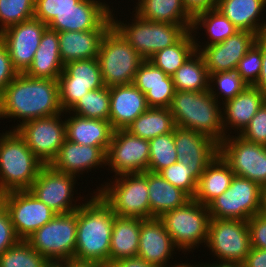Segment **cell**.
<instances>
[{"label": "cell", "instance_id": "6da1fadb", "mask_svg": "<svg viewBox=\"0 0 266 267\" xmlns=\"http://www.w3.org/2000/svg\"><path fill=\"white\" fill-rule=\"evenodd\" d=\"M63 112L58 80L31 78L25 73H18L0 94V120L11 122L14 119V124L17 120L16 125L8 127L9 130H15L31 119Z\"/></svg>", "mask_w": 266, "mask_h": 267}, {"label": "cell", "instance_id": "7a4b0ae2", "mask_svg": "<svg viewBox=\"0 0 266 267\" xmlns=\"http://www.w3.org/2000/svg\"><path fill=\"white\" fill-rule=\"evenodd\" d=\"M116 217L110 205L96 191L77 209L76 262L100 263L109 267L111 233Z\"/></svg>", "mask_w": 266, "mask_h": 267}, {"label": "cell", "instance_id": "3957f363", "mask_svg": "<svg viewBox=\"0 0 266 267\" xmlns=\"http://www.w3.org/2000/svg\"><path fill=\"white\" fill-rule=\"evenodd\" d=\"M169 110L178 127L201 132L218 144L226 138L222 104L209 91H175Z\"/></svg>", "mask_w": 266, "mask_h": 267}, {"label": "cell", "instance_id": "277c9868", "mask_svg": "<svg viewBox=\"0 0 266 267\" xmlns=\"http://www.w3.org/2000/svg\"><path fill=\"white\" fill-rule=\"evenodd\" d=\"M0 133V196L29 190L44 164L16 130Z\"/></svg>", "mask_w": 266, "mask_h": 267}, {"label": "cell", "instance_id": "5b68a950", "mask_svg": "<svg viewBox=\"0 0 266 267\" xmlns=\"http://www.w3.org/2000/svg\"><path fill=\"white\" fill-rule=\"evenodd\" d=\"M114 10L117 9L112 7V25L144 60H149L157 51L176 44L191 30L192 26V24H170L149 21L142 19L134 11H131L133 13L130 15L131 21L125 20V17L123 20H121L122 18L118 20L117 13Z\"/></svg>", "mask_w": 266, "mask_h": 267}, {"label": "cell", "instance_id": "8992f818", "mask_svg": "<svg viewBox=\"0 0 266 267\" xmlns=\"http://www.w3.org/2000/svg\"><path fill=\"white\" fill-rule=\"evenodd\" d=\"M106 179L93 192L96 190L99 193L116 216L150 219L148 171L126 173Z\"/></svg>", "mask_w": 266, "mask_h": 267}, {"label": "cell", "instance_id": "52a82bcc", "mask_svg": "<svg viewBox=\"0 0 266 267\" xmlns=\"http://www.w3.org/2000/svg\"><path fill=\"white\" fill-rule=\"evenodd\" d=\"M97 60L103 84L107 87L133 83L144 61L113 25L101 40Z\"/></svg>", "mask_w": 266, "mask_h": 267}, {"label": "cell", "instance_id": "ba28073f", "mask_svg": "<svg viewBox=\"0 0 266 267\" xmlns=\"http://www.w3.org/2000/svg\"><path fill=\"white\" fill-rule=\"evenodd\" d=\"M159 219L184 256L191 253L194 257L195 249L206 245L211 220L208 206L192 198L182 207L164 213Z\"/></svg>", "mask_w": 266, "mask_h": 267}, {"label": "cell", "instance_id": "9c48e42d", "mask_svg": "<svg viewBox=\"0 0 266 267\" xmlns=\"http://www.w3.org/2000/svg\"><path fill=\"white\" fill-rule=\"evenodd\" d=\"M78 177L61 173L50 165H44L37 178L33 181L29 191L40 201L45 203L56 214H64L77 210L92 194H78ZM79 196H77V195ZM76 195V196H75ZM84 199V200H83Z\"/></svg>", "mask_w": 266, "mask_h": 267}, {"label": "cell", "instance_id": "30bf717a", "mask_svg": "<svg viewBox=\"0 0 266 267\" xmlns=\"http://www.w3.org/2000/svg\"><path fill=\"white\" fill-rule=\"evenodd\" d=\"M205 248L215 262L242 265L251 249L247 221L211 218Z\"/></svg>", "mask_w": 266, "mask_h": 267}, {"label": "cell", "instance_id": "8fae6325", "mask_svg": "<svg viewBox=\"0 0 266 267\" xmlns=\"http://www.w3.org/2000/svg\"><path fill=\"white\" fill-rule=\"evenodd\" d=\"M77 234V210L56 214L26 241L48 260H74Z\"/></svg>", "mask_w": 266, "mask_h": 267}, {"label": "cell", "instance_id": "7c38bea8", "mask_svg": "<svg viewBox=\"0 0 266 267\" xmlns=\"http://www.w3.org/2000/svg\"><path fill=\"white\" fill-rule=\"evenodd\" d=\"M263 190L257 183L235 175L229 188L208 205L210 217L248 221L261 213Z\"/></svg>", "mask_w": 266, "mask_h": 267}, {"label": "cell", "instance_id": "4fadbf2b", "mask_svg": "<svg viewBox=\"0 0 266 267\" xmlns=\"http://www.w3.org/2000/svg\"><path fill=\"white\" fill-rule=\"evenodd\" d=\"M29 149L44 164L50 165L66 139L65 112L31 119L15 129Z\"/></svg>", "mask_w": 266, "mask_h": 267}, {"label": "cell", "instance_id": "5bb4252c", "mask_svg": "<svg viewBox=\"0 0 266 267\" xmlns=\"http://www.w3.org/2000/svg\"><path fill=\"white\" fill-rule=\"evenodd\" d=\"M219 154L235 175L247 178L266 189V146L251 143L239 135L226 137Z\"/></svg>", "mask_w": 266, "mask_h": 267}, {"label": "cell", "instance_id": "9a60e30c", "mask_svg": "<svg viewBox=\"0 0 266 267\" xmlns=\"http://www.w3.org/2000/svg\"><path fill=\"white\" fill-rule=\"evenodd\" d=\"M149 140L133 136L125 129L114 130L106 150V170L113 176L148 170ZM108 166V168H107Z\"/></svg>", "mask_w": 266, "mask_h": 267}, {"label": "cell", "instance_id": "2e32d148", "mask_svg": "<svg viewBox=\"0 0 266 267\" xmlns=\"http://www.w3.org/2000/svg\"><path fill=\"white\" fill-rule=\"evenodd\" d=\"M0 202L9 212L15 232L20 240H26L56 215L29 190L2 194Z\"/></svg>", "mask_w": 266, "mask_h": 267}, {"label": "cell", "instance_id": "e0dca14e", "mask_svg": "<svg viewBox=\"0 0 266 267\" xmlns=\"http://www.w3.org/2000/svg\"><path fill=\"white\" fill-rule=\"evenodd\" d=\"M58 83L60 104L63 111L66 112L89 91L104 87L97 58L65 64Z\"/></svg>", "mask_w": 266, "mask_h": 267}, {"label": "cell", "instance_id": "ac0fdd59", "mask_svg": "<svg viewBox=\"0 0 266 267\" xmlns=\"http://www.w3.org/2000/svg\"><path fill=\"white\" fill-rule=\"evenodd\" d=\"M46 28V24L32 18L0 32V40L7 48L12 66L18 73H25L31 66Z\"/></svg>", "mask_w": 266, "mask_h": 267}, {"label": "cell", "instance_id": "d6986e66", "mask_svg": "<svg viewBox=\"0 0 266 267\" xmlns=\"http://www.w3.org/2000/svg\"><path fill=\"white\" fill-rule=\"evenodd\" d=\"M178 252L180 250L173 243L164 223L159 218L140 219L137 257L156 267H172L181 262L175 257Z\"/></svg>", "mask_w": 266, "mask_h": 267}, {"label": "cell", "instance_id": "ffe728a7", "mask_svg": "<svg viewBox=\"0 0 266 267\" xmlns=\"http://www.w3.org/2000/svg\"><path fill=\"white\" fill-rule=\"evenodd\" d=\"M174 141L177 159L199 178L219 153V144L209 136L176 126Z\"/></svg>", "mask_w": 266, "mask_h": 267}, {"label": "cell", "instance_id": "44dd1931", "mask_svg": "<svg viewBox=\"0 0 266 267\" xmlns=\"http://www.w3.org/2000/svg\"><path fill=\"white\" fill-rule=\"evenodd\" d=\"M258 36L250 31L239 30L222 43L203 47L202 55L208 73L236 70L248 50L256 43Z\"/></svg>", "mask_w": 266, "mask_h": 267}, {"label": "cell", "instance_id": "7402d4cb", "mask_svg": "<svg viewBox=\"0 0 266 267\" xmlns=\"http://www.w3.org/2000/svg\"><path fill=\"white\" fill-rule=\"evenodd\" d=\"M110 3L106 0H81L72 10L56 15L47 27L57 32L98 29L111 16L113 6Z\"/></svg>", "mask_w": 266, "mask_h": 267}, {"label": "cell", "instance_id": "603a6c76", "mask_svg": "<svg viewBox=\"0 0 266 267\" xmlns=\"http://www.w3.org/2000/svg\"><path fill=\"white\" fill-rule=\"evenodd\" d=\"M106 151L102 147L80 145L67 139L61 145L57 157L50 166L61 173H67L80 176L86 172L106 168Z\"/></svg>", "mask_w": 266, "mask_h": 267}, {"label": "cell", "instance_id": "cb8c5ba5", "mask_svg": "<svg viewBox=\"0 0 266 267\" xmlns=\"http://www.w3.org/2000/svg\"><path fill=\"white\" fill-rule=\"evenodd\" d=\"M265 101L266 95L256 86L249 85L236 97L224 102L222 122L225 137L240 135Z\"/></svg>", "mask_w": 266, "mask_h": 267}, {"label": "cell", "instance_id": "d4e9b609", "mask_svg": "<svg viewBox=\"0 0 266 267\" xmlns=\"http://www.w3.org/2000/svg\"><path fill=\"white\" fill-rule=\"evenodd\" d=\"M111 26L112 16L95 30L58 32L59 52L63 64L97 58L101 40Z\"/></svg>", "mask_w": 266, "mask_h": 267}, {"label": "cell", "instance_id": "484cf974", "mask_svg": "<svg viewBox=\"0 0 266 267\" xmlns=\"http://www.w3.org/2000/svg\"><path fill=\"white\" fill-rule=\"evenodd\" d=\"M109 121L114 130L126 129L149 107L143 94L133 83L109 87Z\"/></svg>", "mask_w": 266, "mask_h": 267}, {"label": "cell", "instance_id": "4316f807", "mask_svg": "<svg viewBox=\"0 0 266 267\" xmlns=\"http://www.w3.org/2000/svg\"><path fill=\"white\" fill-rule=\"evenodd\" d=\"M133 84L145 94L148 107L169 108L175 93L172 77L149 60L139 66Z\"/></svg>", "mask_w": 266, "mask_h": 267}, {"label": "cell", "instance_id": "83f0119b", "mask_svg": "<svg viewBox=\"0 0 266 267\" xmlns=\"http://www.w3.org/2000/svg\"><path fill=\"white\" fill-rule=\"evenodd\" d=\"M216 8L239 30L266 35V0H218Z\"/></svg>", "mask_w": 266, "mask_h": 267}, {"label": "cell", "instance_id": "f1b7e54d", "mask_svg": "<svg viewBox=\"0 0 266 267\" xmlns=\"http://www.w3.org/2000/svg\"><path fill=\"white\" fill-rule=\"evenodd\" d=\"M65 132L66 139L71 142L102 147L106 151L114 129L109 120L89 119L66 111Z\"/></svg>", "mask_w": 266, "mask_h": 267}, {"label": "cell", "instance_id": "f546056e", "mask_svg": "<svg viewBox=\"0 0 266 267\" xmlns=\"http://www.w3.org/2000/svg\"><path fill=\"white\" fill-rule=\"evenodd\" d=\"M200 29H202V34L207 36V40L204 35L203 40L198 36L201 34ZM190 31L194 38L196 51L199 52L203 47L222 43L239 29L217 8H213L196 14L193 17Z\"/></svg>", "mask_w": 266, "mask_h": 267}, {"label": "cell", "instance_id": "4dcf8cb0", "mask_svg": "<svg viewBox=\"0 0 266 267\" xmlns=\"http://www.w3.org/2000/svg\"><path fill=\"white\" fill-rule=\"evenodd\" d=\"M59 47L58 32L47 27L42 33L33 62L25 74L31 78L58 80L64 68Z\"/></svg>", "mask_w": 266, "mask_h": 267}, {"label": "cell", "instance_id": "1f68e13d", "mask_svg": "<svg viewBox=\"0 0 266 267\" xmlns=\"http://www.w3.org/2000/svg\"><path fill=\"white\" fill-rule=\"evenodd\" d=\"M234 176L229 164L218 153L199 177L193 199L208 206L229 188Z\"/></svg>", "mask_w": 266, "mask_h": 267}, {"label": "cell", "instance_id": "d6a6232c", "mask_svg": "<svg viewBox=\"0 0 266 267\" xmlns=\"http://www.w3.org/2000/svg\"><path fill=\"white\" fill-rule=\"evenodd\" d=\"M150 219L182 207L192 198L180 188L165 180L159 173L148 171Z\"/></svg>", "mask_w": 266, "mask_h": 267}, {"label": "cell", "instance_id": "836d02e7", "mask_svg": "<svg viewBox=\"0 0 266 267\" xmlns=\"http://www.w3.org/2000/svg\"><path fill=\"white\" fill-rule=\"evenodd\" d=\"M140 238V218L119 217L114 219L109 266L121 259L137 257Z\"/></svg>", "mask_w": 266, "mask_h": 267}, {"label": "cell", "instance_id": "e575fe53", "mask_svg": "<svg viewBox=\"0 0 266 267\" xmlns=\"http://www.w3.org/2000/svg\"><path fill=\"white\" fill-rule=\"evenodd\" d=\"M130 10L153 22L192 24L193 21L182 0H135V6Z\"/></svg>", "mask_w": 266, "mask_h": 267}, {"label": "cell", "instance_id": "d590c367", "mask_svg": "<svg viewBox=\"0 0 266 267\" xmlns=\"http://www.w3.org/2000/svg\"><path fill=\"white\" fill-rule=\"evenodd\" d=\"M176 125L169 108L149 107L126 127L133 136L150 140L157 136L173 132Z\"/></svg>", "mask_w": 266, "mask_h": 267}, {"label": "cell", "instance_id": "8d00e7d4", "mask_svg": "<svg viewBox=\"0 0 266 267\" xmlns=\"http://www.w3.org/2000/svg\"><path fill=\"white\" fill-rule=\"evenodd\" d=\"M175 91H199L209 89V73L202 55H193L172 75Z\"/></svg>", "mask_w": 266, "mask_h": 267}, {"label": "cell", "instance_id": "74e56055", "mask_svg": "<svg viewBox=\"0 0 266 267\" xmlns=\"http://www.w3.org/2000/svg\"><path fill=\"white\" fill-rule=\"evenodd\" d=\"M195 51L193 35L188 31L176 44L157 51L149 61L172 77Z\"/></svg>", "mask_w": 266, "mask_h": 267}, {"label": "cell", "instance_id": "f35d334b", "mask_svg": "<svg viewBox=\"0 0 266 267\" xmlns=\"http://www.w3.org/2000/svg\"><path fill=\"white\" fill-rule=\"evenodd\" d=\"M89 119L109 120L110 91L104 86L89 91L68 111Z\"/></svg>", "mask_w": 266, "mask_h": 267}, {"label": "cell", "instance_id": "ab89813d", "mask_svg": "<svg viewBox=\"0 0 266 267\" xmlns=\"http://www.w3.org/2000/svg\"><path fill=\"white\" fill-rule=\"evenodd\" d=\"M247 86L236 70L209 74L208 91L220 104L233 99Z\"/></svg>", "mask_w": 266, "mask_h": 267}, {"label": "cell", "instance_id": "60d3db41", "mask_svg": "<svg viewBox=\"0 0 266 267\" xmlns=\"http://www.w3.org/2000/svg\"><path fill=\"white\" fill-rule=\"evenodd\" d=\"M148 170L159 173L162 169L178 161L174 141V131L149 140Z\"/></svg>", "mask_w": 266, "mask_h": 267}, {"label": "cell", "instance_id": "b9f144b4", "mask_svg": "<svg viewBox=\"0 0 266 267\" xmlns=\"http://www.w3.org/2000/svg\"><path fill=\"white\" fill-rule=\"evenodd\" d=\"M48 259L20 240L0 255V267H44Z\"/></svg>", "mask_w": 266, "mask_h": 267}, {"label": "cell", "instance_id": "7bdbcfd3", "mask_svg": "<svg viewBox=\"0 0 266 267\" xmlns=\"http://www.w3.org/2000/svg\"><path fill=\"white\" fill-rule=\"evenodd\" d=\"M35 0H0V32L34 18Z\"/></svg>", "mask_w": 266, "mask_h": 267}, {"label": "cell", "instance_id": "ee69618b", "mask_svg": "<svg viewBox=\"0 0 266 267\" xmlns=\"http://www.w3.org/2000/svg\"><path fill=\"white\" fill-rule=\"evenodd\" d=\"M159 174L169 183L186 192L191 198L194 197L199 178L188 168V165L177 161L162 169Z\"/></svg>", "mask_w": 266, "mask_h": 267}, {"label": "cell", "instance_id": "f6af8a7d", "mask_svg": "<svg viewBox=\"0 0 266 267\" xmlns=\"http://www.w3.org/2000/svg\"><path fill=\"white\" fill-rule=\"evenodd\" d=\"M262 67V36L248 50L236 67L237 73L248 84L254 85L260 75Z\"/></svg>", "mask_w": 266, "mask_h": 267}, {"label": "cell", "instance_id": "bcb514c9", "mask_svg": "<svg viewBox=\"0 0 266 267\" xmlns=\"http://www.w3.org/2000/svg\"><path fill=\"white\" fill-rule=\"evenodd\" d=\"M81 0H35L34 18L48 25L62 11L72 10Z\"/></svg>", "mask_w": 266, "mask_h": 267}, {"label": "cell", "instance_id": "7dc6e473", "mask_svg": "<svg viewBox=\"0 0 266 267\" xmlns=\"http://www.w3.org/2000/svg\"><path fill=\"white\" fill-rule=\"evenodd\" d=\"M239 136L251 143L266 146V101Z\"/></svg>", "mask_w": 266, "mask_h": 267}, {"label": "cell", "instance_id": "c3c4849f", "mask_svg": "<svg viewBox=\"0 0 266 267\" xmlns=\"http://www.w3.org/2000/svg\"><path fill=\"white\" fill-rule=\"evenodd\" d=\"M19 241L9 212L0 202V255Z\"/></svg>", "mask_w": 266, "mask_h": 267}, {"label": "cell", "instance_id": "681fc988", "mask_svg": "<svg viewBox=\"0 0 266 267\" xmlns=\"http://www.w3.org/2000/svg\"><path fill=\"white\" fill-rule=\"evenodd\" d=\"M251 247L266 249V217L259 213L252 216L247 221Z\"/></svg>", "mask_w": 266, "mask_h": 267}, {"label": "cell", "instance_id": "f907efd6", "mask_svg": "<svg viewBox=\"0 0 266 267\" xmlns=\"http://www.w3.org/2000/svg\"><path fill=\"white\" fill-rule=\"evenodd\" d=\"M18 72L13 68L10 54L0 40V94L17 76Z\"/></svg>", "mask_w": 266, "mask_h": 267}, {"label": "cell", "instance_id": "816d5d0a", "mask_svg": "<svg viewBox=\"0 0 266 267\" xmlns=\"http://www.w3.org/2000/svg\"><path fill=\"white\" fill-rule=\"evenodd\" d=\"M187 12L194 17L196 14L216 8L218 0H182Z\"/></svg>", "mask_w": 266, "mask_h": 267}, {"label": "cell", "instance_id": "f5cc1de1", "mask_svg": "<svg viewBox=\"0 0 266 267\" xmlns=\"http://www.w3.org/2000/svg\"><path fill=\"white\" fill-rule=\"evenodd\" d=\"M243 267H266V249L251 247Z\"/></svg>", "mask_w": 266, "mask_h": 267}, {"label": "cell", "instance_id": "db71d44e", "mask_svg": "<svg viewBox=\"0 0 266 267\" xmlns=\"http://www.w3.org/2000/svg\"><path fill=\"white\" fill-rule=\"evenodd\" d=\"M254 86L266 95V35L262 36V67L259 78Z\"/></svg>", "mask_w": 266, "mask_h": 267}, {"label": "cell", "instance_id": "11a10c76", "mask_svg": "<svg viewBox=\"0 0 266 267\" xmlns=\"http://www.w3.org/2000/svg\"><path fill=\"white\" fill-rule=\"evenodd\" d=\"M109 267H156L144 261L142 258L133 257V258H125L121 259Z\"/></svg>", "mask_w": 266, "mask_h": 267}, {"label": "cell", "instance_id": "9f6ffc18", "mask_svg": "<svg viewBox=\"0 0 266 267\" xmlns=\"http://www.w3.org/2000/svg\"><path fill=\"white\" fill-rule=\"evenodd\" d=\"M202 267H243V265L241 264H237V263H223V262H206L202 263Z\"/></svg>", "mask_w": 266, "mask_h": 267}, {"label": "cell", "instance_id": "6f0895ef", "mask_svg": "<svg viewBox=\"0 0 266 267\" xmlns=\"http://www.w3.org/2000/svg\"><path fill=\"white\" fill-rule=\"evenodd\" d=\"M44 267H71V260H48Z\"/></svg>", "mask_w": 266, "mask_h": 267}, {"label": "cell", "instance_id": "680465c9", "mask_svg": "<svg viewBox=\"0 0 266 267\" xmlns=\"http://www.w3.org/2000/svg\"><path fill=\"white\" fill-rule=\"evenodd\" d=\"M71 267H108L100 263L76 262L71 260Z\"/></svg>", "mask_w": 266, "mask_h": 267}, {"label": "cell", "instance_id": "91938a15", "mask_svg": "<svg viewBox=\"0 0 266 267\" xmlns=\"http://www.w3.org/2000/svg\"><path fill=\"white\" fill-rule=\"evenodd\" d=\"M192 261V262H191ZM191 261L188 263L187 261H185L183 263V261L181 260V263H178L177 265L175 266H172V267H202V262H195L191 259ZM194 262V263H193ZM193 263V264H192ZM197 263V264H196ZM201 263V264H200Z\"/></svg>", "mask_w": 266, "mask_h": 267}, {"label": "cell", "instance_id": "94428289", "mask_svg": "<svg viewBox=\"0 0 266 267\" xmlns=\"http://www.w3.org/2000/svg\"><path fill=\"white\" fill-rule=\"evenodd\" d=\"M261 214L266 217V189L263 190Z\"/></svg>", "mask_w": 266, "mask_h": 267}]
</instances>
